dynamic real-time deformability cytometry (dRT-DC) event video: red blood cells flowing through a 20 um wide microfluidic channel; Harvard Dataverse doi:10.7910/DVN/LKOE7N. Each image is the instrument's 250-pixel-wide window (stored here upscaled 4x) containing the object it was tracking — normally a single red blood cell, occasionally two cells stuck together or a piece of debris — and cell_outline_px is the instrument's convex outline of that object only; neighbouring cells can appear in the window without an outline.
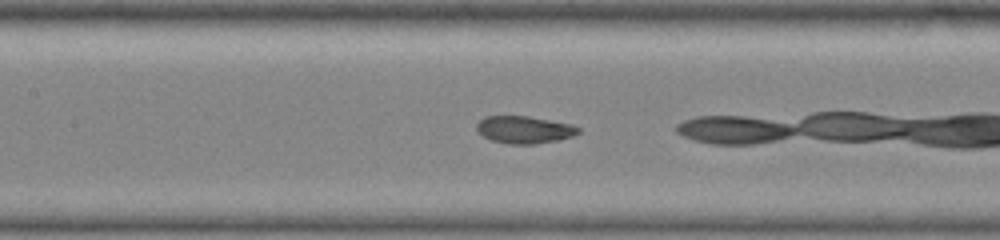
{"species": "common noctule bat (a hibernating species)", "species_latin": "Nyctalus noctula", "temperature_condition": "warm", "stored_images_in_passage": 42, "camera_frame_rate_fps": 3000, "um_per_image_px": 0.085, "animal": {"sex": "female", "body_mass_g": 19.0, "forearm_length_mm": 51.5}, "frame": {"image": 1, "passage_image": 22, "time_ms": 7.0, "image_size_px": [1000, 240], "cell_outline_px": [[580, 132], [572, 136], [556, 140], [536, 144], [508, 144], [492, 140], [484, 136], [476, 128], [476, 124], [484, 116], [528, 116], [572, 124], [580, 128]], "centroid_in_image_um": [44.57, 11.02], "position_along_channel_um": 162.8, "area_um2": 16.13}}
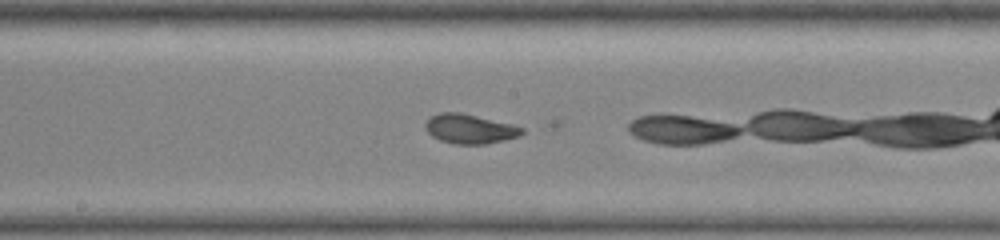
{"frame": {"image": 2, "passage_image": 26, "time_ms": 8.333, "image_size_px": [1000, 240], "cell_outline_px": [[524, 132], [520, 136], [504, 140], [484, 144], [456, 144], [440, 140], [432, 136], [424, 128], [424, 124], [432, 116], [440, 112], [460, 112], [512, 124], [524, 128]], "centroid_in_image_um": [39.93, 10.95], "position_along_channel_um": 208.3, "area_um2": 16.53}}